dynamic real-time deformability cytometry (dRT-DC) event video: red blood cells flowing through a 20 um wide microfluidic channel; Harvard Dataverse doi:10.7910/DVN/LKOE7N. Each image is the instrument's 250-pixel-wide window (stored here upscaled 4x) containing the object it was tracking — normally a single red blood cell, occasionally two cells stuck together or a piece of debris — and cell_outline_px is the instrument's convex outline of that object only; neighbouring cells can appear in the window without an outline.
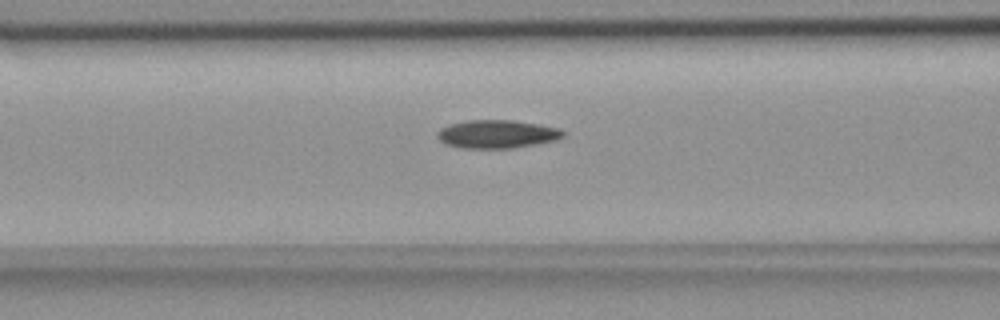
{"species": "common noctule bat (a hibernating species)", "species_latin": "Nyctalus noctula", "temperature_condition": "room temperature", "stored_images_in_passage": 36, "camera_frame_rate_fps": 3000, "um_per_image_px": 0.085, "animal": {"sex": "female", "body_mass_g": 18.4}, "frame": {"image": 1, "passage_image": 8, "time_ms": 2.333, "image_size_px": [1000, 320], "cell_outline_px": [[564, 136], [556, 140], [536, 144], [512, 148], [460, 148], [444, 144], [436, 136], [436, 132], [440, 128], [448, 124], [468, 120], [512, 120], [560, 128], [564, 132]], "centroid_in_image_um": [42.2, 11.4], "position_along_channel_um": 124.4, "area_um2": 20.81}}
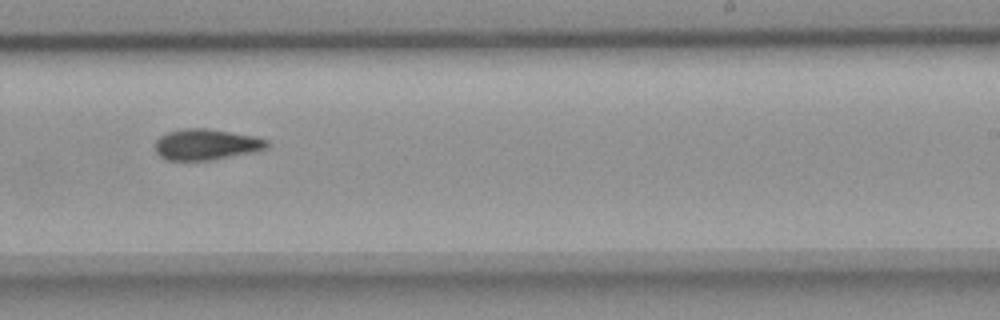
{"frame": {"image": 2, "passage_image": 20, "time_ms": 6.333, "image_size_px": [1000, 320], "cell_outline_px": [[268, 148], [256, 152], [216, 160], [168, 160], [160, 156], [156, 152], [156, 140], [160, 136], [168, 132], [184, 128], [208, 128], [256, 136], [268, 140]], "centroid_in_image_um": [17.58, 12.28], "position_along_channel_um": 271.4, "area_um2": 20.46}}
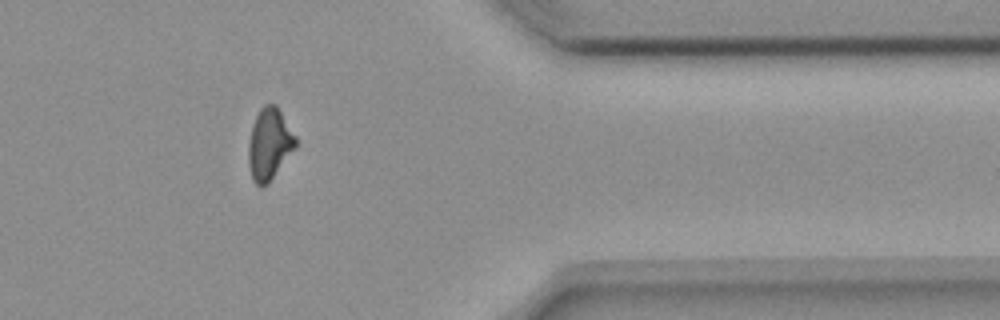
{"frame": {"image": 3, "passage_image": 31, "time_ms": 10.0, "image_size_px": [1000, 320], "cell_outline_px": [[296, 144], [268, 184], [260, 188], [252, 180], [248, 164], [248, 144], [252, 124], [260, 108], [264, 104], [276, 104], [296, 136]], "centroid_in_image_um": [22.86, 12.24], "position_along_channel_um": 388.5, "area_um2": 19.54}}